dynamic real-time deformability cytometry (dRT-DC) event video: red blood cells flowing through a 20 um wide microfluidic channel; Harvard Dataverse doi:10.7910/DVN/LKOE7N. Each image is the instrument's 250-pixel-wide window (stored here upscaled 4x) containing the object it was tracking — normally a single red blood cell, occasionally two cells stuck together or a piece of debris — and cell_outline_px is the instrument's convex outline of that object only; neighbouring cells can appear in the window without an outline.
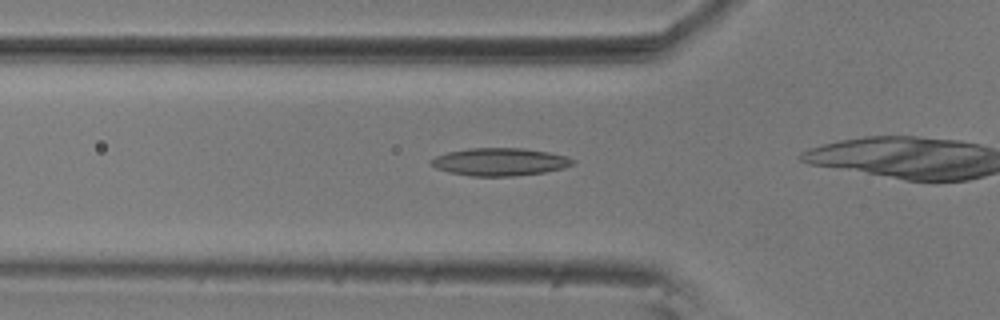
{"species": "common noctule bat (a hibernating species)", "species_latin": "Nyctalus noctula", "temperature_condition": "room temperature", "stored_images_in_passage": 14, "camera_frame_rate_fps": 3000, "um_per_image_px": 0.085, "animal": {"sex": "male", "body_mass_g": 20.5, "forearm_length_mm": 52.5}, "frame": {"image": 1, "passage_image": 5, "time_ms": 1.333, "image_size_px": [1000, 320], "cell_outline_px": [[576, 160], [572, 164], [564, 168], [544, 172], [512, 176], [472, 176], [448, 172], [436, 168], [428, 164], [428, 160], [436, 156], [448, 152], [468, 148], [524, 148], [548, 152], [568, 156]], "centroid_in_image_um": [42.46, 13.75], "position_along_channel_um": 83.3, "area_um2": 23.0}}
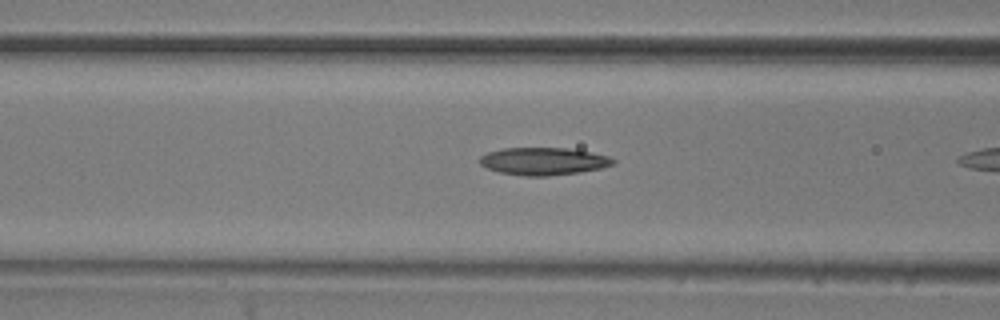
{"frame": {"image": 2, "passage_image": 8, "time_ms": 2.333, "image_size_px": [1000, 320], "cell_outline_px": [[616, 164], [600, 168], [580, 172], [548, 176], [524, 176], [500, 172], [488, 168], [480, 164], [480, 156], [488, 152], [504, 148], [568, 148], [592, 152], [608, 156], [616, 160]], "centroid_in_image_um": [46.23, 13.7], "position_along_channel_um": 120.4, "area_um2": 21.39}}
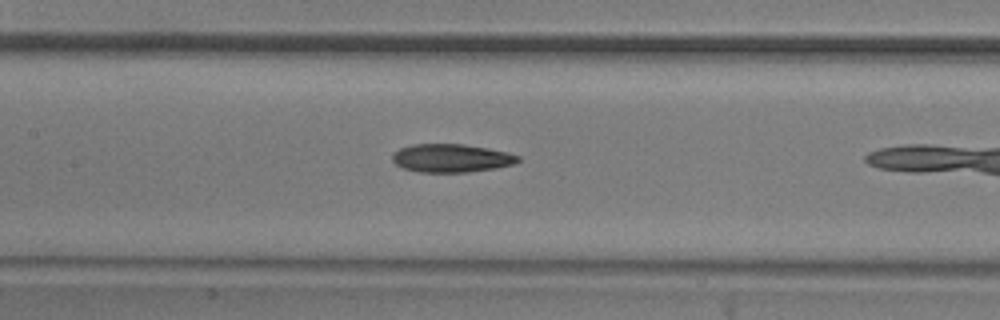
{"frame": {"image": 3, "passage_image": 12, "time_ms": 3.667, "image_size_px": [1000, 320], "cell_outline_px": [[520, 160], [512, 164], [496, 168], [468, 172], [420, 172], [404, 168], [396, 164], [392, 160], [392, 152], [400, 148], [412, 144], [464, 144], [488, 148], [508, 152], [520, 156]], "centroid_in_image_um": [38.35, 13.43], "position_along_channel_um": 169.0, "area_um2": 20.75}}